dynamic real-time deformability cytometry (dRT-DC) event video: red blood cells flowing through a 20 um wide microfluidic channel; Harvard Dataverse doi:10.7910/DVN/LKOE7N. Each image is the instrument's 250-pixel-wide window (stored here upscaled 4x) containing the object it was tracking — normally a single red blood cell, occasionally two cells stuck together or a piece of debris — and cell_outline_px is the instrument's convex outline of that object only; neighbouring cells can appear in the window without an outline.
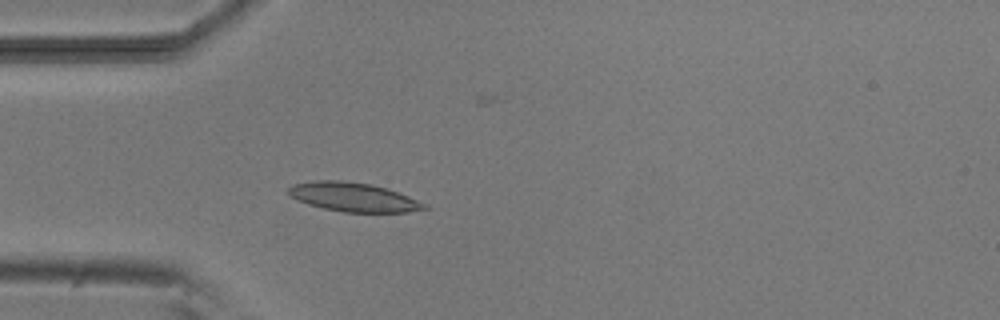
{"species": "common noctule bat (a hibernating species)", "species_latin": "Nyctalus noctula", "temperature_condition": "room temperature", "stored_images_in_passage": 6, "camera_frame_rate_fps": 3000, "um_per_image_px": 0.085, "animal": {"sex": "male", "body_mass_g": 20.5, "forearm_length_mm": 52.5}, "frame": {"image": 1, "passage_image": 4, "time_ms": 3.667, "image_size_px": [1000, 320], "cell_outline_px": [[428, 208], [408, 212], [344, 212], [324, 208], [308, 204], [296, 200], [284, 192], [292, 184], [316, 180], [340, 180], [372, 184], [408, 196], [424, 204]], "centroid_in_image_um": [29.94, 16.74], "position_along_channel_um": 55.1, "area_um2": 22.83}}